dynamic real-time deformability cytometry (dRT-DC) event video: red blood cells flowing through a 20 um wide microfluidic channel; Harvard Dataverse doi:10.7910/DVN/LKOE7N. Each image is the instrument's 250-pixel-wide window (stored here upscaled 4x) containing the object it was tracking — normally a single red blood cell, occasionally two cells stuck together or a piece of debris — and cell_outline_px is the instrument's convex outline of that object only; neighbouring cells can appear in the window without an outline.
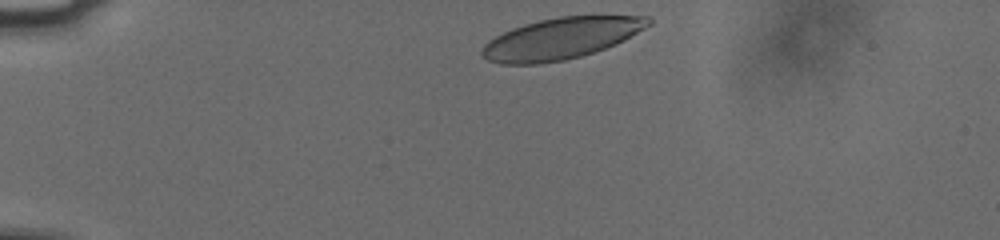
{"species": "human", "species_latin": "Homo sapiens", "temperature_condition": "cold", "stored_images_in_passage": 37, "camera_frame_rate_fps": 3000, "um_per_image_px": 0.085, "donor": {"sex": "male"}, "frame": {"image": 1, "passage_image": 1, "time_ms": 0.0, "image_size_px": [1000, 240], "cell_outline_px": [[652, 24], [624, 40], [616, 44], [580, 56], [564, 60], [536, 64], [500, 64], [488, 60], [480, 52], [484, 44], [488, 40], [512, 28], [524, 24], [540, 20], [560, 16], [648, 16], [652, 20]], "centroid_in_image_um": [47.68, 3.27], "position_along_channel_um": 37.3, "area_um2": 39.82}}
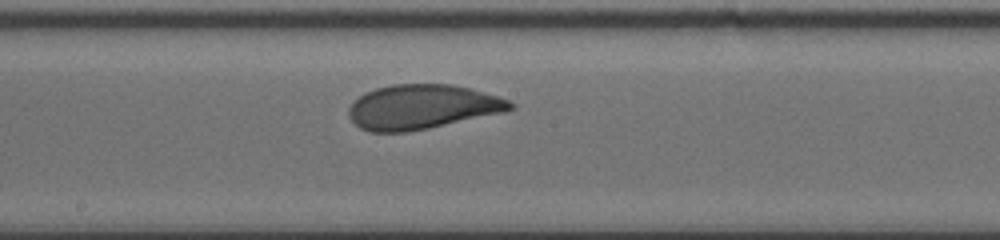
{"frame": {"image": 2, "passage_image": 20, "time_ms": 6.333, "image_size_px": [1000, 240], "cell_outline_px": [[516, 108], [504, 112], [428, 128], [404, 132], [368, 132], [360, 128], [348, 116], [348, 108], [352, 100], [364, 92], [376, 88], [392, 84], [452, 84], [500, 96], [516, 104]], "centroid_in_image_um": [35.86, 9.08], "position_along_channel_um": 212.3, "area_um2": 42.14}}
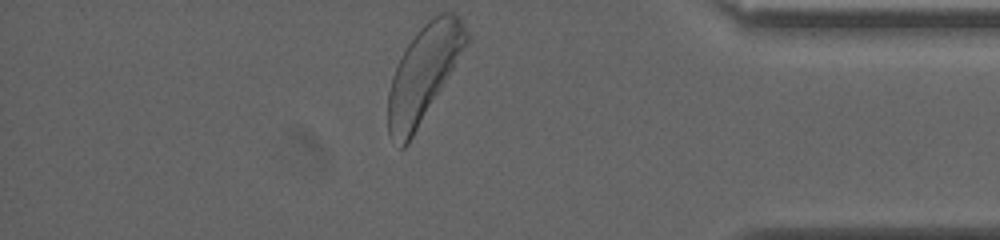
{"frame": {"image": 3, "passage_image": 37, "time_ms": 12.0, "image_size_px": [1000, 240], "cell_outline_px": [[468, 44], [408, 144], [404, 148], [400, 148], [388, 132], [388, 92], [392, 76], [400, 56], [416, 32], [432, 16], [440, 12], [456, 12], [460, 16], [468, 32]], "centroid_in_image_um": [36.01, 6.2], "position_along_channel_um": 399.2, "area_um2": 43.29}, "authors_computed_cell_mechanics": {"area_um2": 41.7894, "velocity_mm_per_s": 3.7267, "shape_relaxation_time_tau1_ms": 4.2553, "shape_relaxation_time_tau2_ms": 0.9947, "deformation_change_tau1": 0.1517, "deformation_change_tau2": 0.0666}}